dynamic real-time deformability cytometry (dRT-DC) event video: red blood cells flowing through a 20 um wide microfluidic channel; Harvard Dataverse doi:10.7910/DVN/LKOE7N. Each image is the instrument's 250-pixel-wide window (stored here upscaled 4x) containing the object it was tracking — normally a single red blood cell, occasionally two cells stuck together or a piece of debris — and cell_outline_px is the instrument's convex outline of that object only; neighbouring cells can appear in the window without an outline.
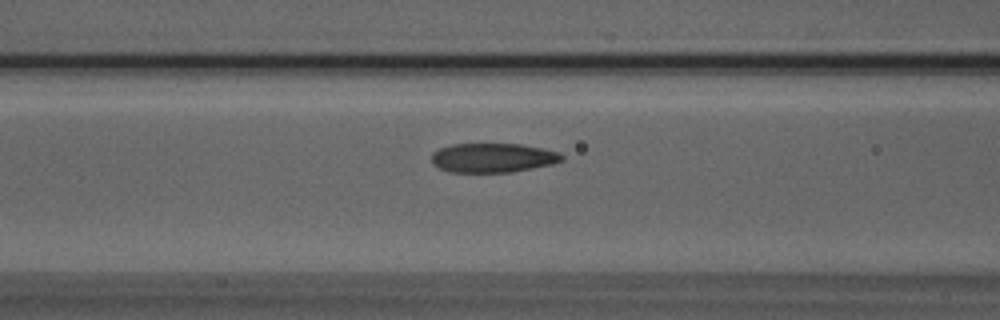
{"species": "Egyptian fruit bat (a non-hibernating species)", "species_latin": "Rousettus aegyptiacus", "temperature_condition": "room temperature", "stored_images_in_passage": 29, "camera_frame_rate_fps": 3000, "um_per_image_px": 0.085, "animal": {"sex": "male"}, "frame": {"image": 1, "passage_image": 7, "time_ms": 2.0, "image_size_px": [1000, 320], "cell_outline_px": [[564, 160], [552, 164], [512, 172], [448, 172], [432, 164], [432, 152], [440, 148], [452, 144], [520, 144], [560, 152], [564, 156]], "centroid_in_image_um": [41.89, 13.41], "position_along_channel_um": 124.7, "area_um2": 22.25}}
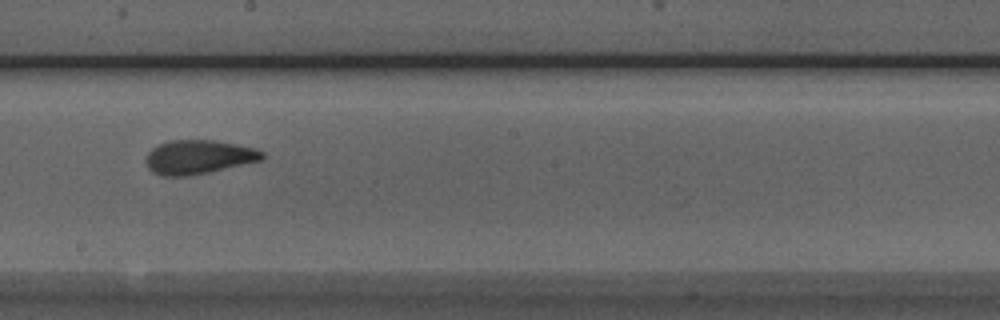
{"frame": {"image": 2, "passage_image": 15, "time_ms": 4.667, "image_size_px": [1000, 320], "cell_outline_px": [[264, 160], [208, 172], [188, 176], [164, 176], [152, 172], [148, 168], [144, 160], [148, 152], [152, 148], [168, 140], [212, 140], [236, 144], [256, 148], [264, 152]], "centroid_in_image_um": [16.87, 13.35], "position_along_channel_um": 231.3, "area_um2": 23.18}}
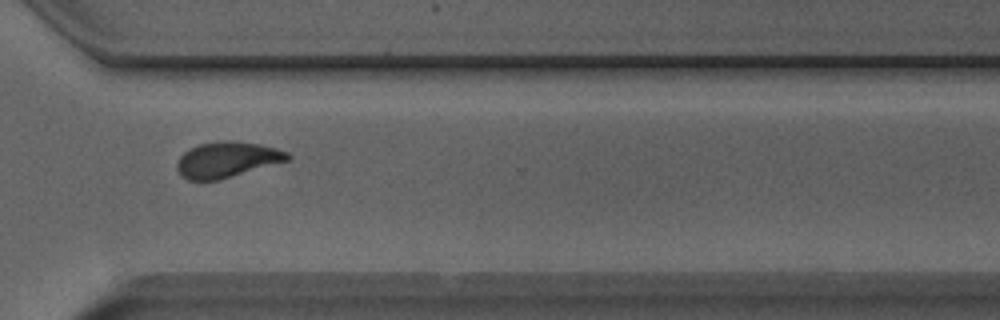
{"frame": {"image": 3, "passage_image": 24, "time_ms": 7.667, "image_size_px": [1000, 320], "cell_outline_px": [[292, 156], [288, 160], [220, 180], [188, 180], [180, 176], [176, 168], [176, 164], [180, 156], [184, 152], [200, 144], [216, 140], [232, 140], [260, 144], [276, 148], [288, 152]], "centroid_in_image_um": [19.28, 13.56], "position_along_channel_um": 351.3, "area_um2": 23.12}}